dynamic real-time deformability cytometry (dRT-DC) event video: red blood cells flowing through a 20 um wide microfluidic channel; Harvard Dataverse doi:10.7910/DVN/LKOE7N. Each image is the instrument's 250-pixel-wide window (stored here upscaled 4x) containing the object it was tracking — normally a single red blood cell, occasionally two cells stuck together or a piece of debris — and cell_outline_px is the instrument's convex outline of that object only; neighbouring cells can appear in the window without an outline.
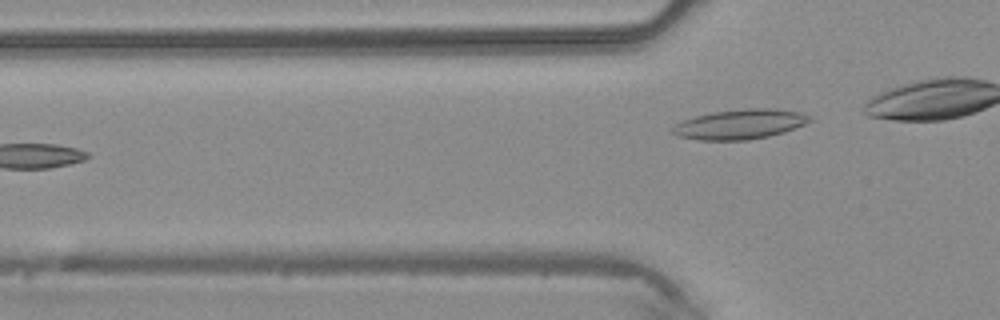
{"species": "common noctule bat (a hibernating species)", "species_latin": "Nyctalus noctula", "temperature_condition": "warm", "stored_images_in_passage": 7, "camera_frame_rate_fps": 3000, "um_per_image_px": 0.085, "animal": {"sex": "male", "body_mass_g": 20.4}, "frame": {"image": 1, "passage_image": 6, "time_ms": 1.667, "image_size_px": [1000, 320], "cell_outline_px": [[812, 120], [804, 124], [784, 132], [768, 136], [748, 140], [700, 140], [680, 136], [672, 132], [672, 128], [676, 124], [684, 120], [696, 116], [712, 112], [748, 108], [776, 108], [800, 112], [812, 116]], "centroid_in_image_um": [62.94, 10.55], "position_along_channel_um": 62.9, "area_um2": 23.7}}